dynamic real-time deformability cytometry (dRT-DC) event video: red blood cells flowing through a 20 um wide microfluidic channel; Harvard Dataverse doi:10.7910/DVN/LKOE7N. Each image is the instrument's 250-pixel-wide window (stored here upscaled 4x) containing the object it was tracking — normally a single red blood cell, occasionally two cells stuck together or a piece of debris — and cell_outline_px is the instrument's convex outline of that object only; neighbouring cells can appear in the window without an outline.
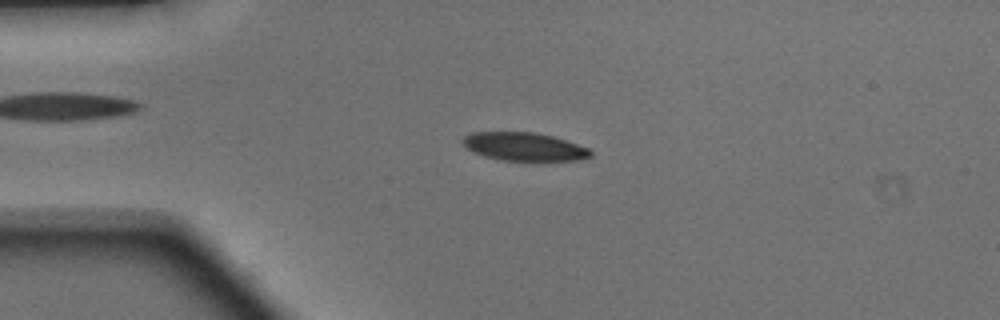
{"species": "Egyptian fruit bat (a non-hibernating species)", "species_latin": "Rousettus aegyptiacus", "temperature_condition": "warm", "stored_images_in_passage": 48, "camera_frame_rate_fps": 3000, "um_per_image_px": 0.085, "animal": {"sex": "male"}, "frame": {"image": 1, "passage_image": 11, "time_ms": 3.333, "image_size_px": [1000, 320], "cell_outline_px": [[592, 156], [580, 160], [500, 160], [484, 156], [468, 148], [460, 140], [464, 136], [472, 132], [536, 132], [552, 136], [588, 148], [592, 152]], "centroid_in_image_um": [44.54, 12.46], "position_along_channel_um": 40.5, "area_um2": 20.81}}
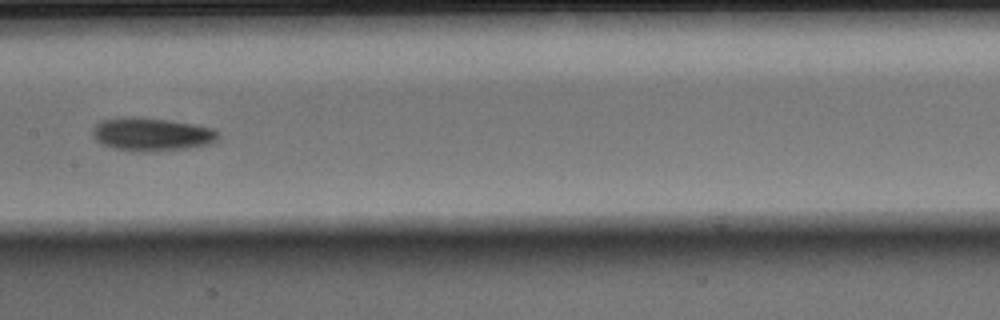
{"frame": {"image": 2, "passage_image": 24, "time_ms": 7.667, "image_size_px": [1000, 320], "cell_outline_px": [[220, 136], [212, 144], [188, 148], [152, 152], [132, 152], [112, 148], [100, 144], [92, 136], [92, 132], [96, 124], [100, 120], [120, 116], [132, 116], [168, 120], [192, 124], [212, 128]], "centroid_in_image_um": [12.83, 11.43], "position_along_channel_um": 194.6, "area_um2": 24.8}}
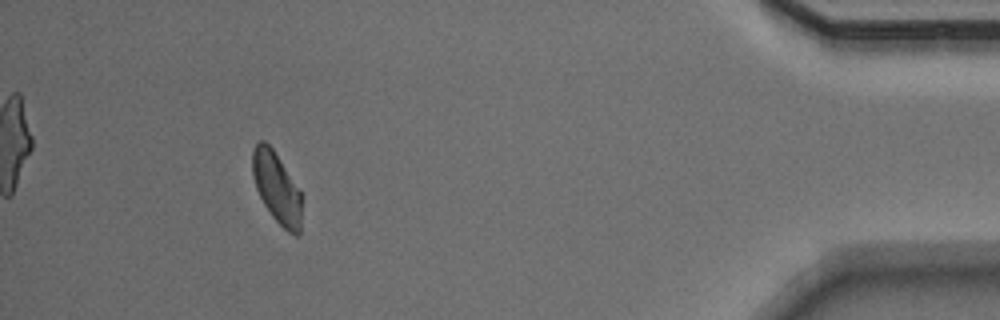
{"frame": {"image": 3, "passage_image": 44, "time_ms": 14.333, "image_size_px": [1000, 320], "cell_outline_px": [[300, 232], [296, 236], [288, 232], [272, 216], [264, 204], [256, 188], [252, 176], [252, 148], [260, 140], [264, 140], [272, 148], [300, 192]], "centroid_in_image_um": [23.47, 15.94], "position_along_channel_um": 411.7, "area_um2": 19.83}, "authors_computed_cell_mechanics": {"area_um2": 21.9062, "velocity_mm_per_s": 4.1513, "shape_relaxation_time_tau1_ms": 2.8483, "shape_relaxation_time_tau2_ms": 8.6591, "deformation_change_tau1": 0.1038, "deformation_change_tau2": 0.1567}}